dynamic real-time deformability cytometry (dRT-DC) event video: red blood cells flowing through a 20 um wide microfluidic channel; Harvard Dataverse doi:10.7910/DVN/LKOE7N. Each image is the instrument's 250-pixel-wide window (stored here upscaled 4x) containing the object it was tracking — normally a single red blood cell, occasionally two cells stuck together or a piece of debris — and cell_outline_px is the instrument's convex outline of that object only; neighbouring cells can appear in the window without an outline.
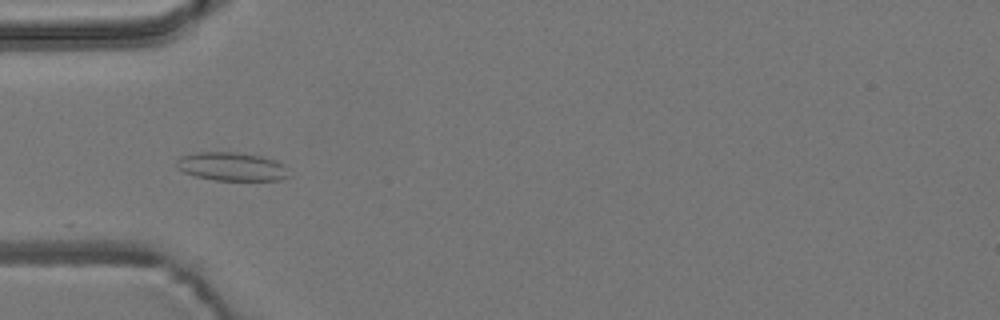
{"species": "common noctule bat (a hibernating species)", "species_latin": "Nyctalus noctula", "temperature_condition": "room temperature", "stored_images_in_passage": 9, "camera_frame_rate_fps": 3000, "um_per_image_px": 0.085, "animal": {"sex": "male", "body_mass_g": 19.2, "forearm_length_mm": 51.8}, "frame": {"image": 1, "passage_image": 1, "time_ms": 0.0, "image_size_px": [1000, 320], "cell_outline_px": [[292, 176], [280, 180], [216, 180], [196, 176], [184, 172], [176, 168], [176, 160], [180, 156], [196, 152], [236, 152], [260, 156], [276, 160], [284, 164], [288, 168]], "centroid_in_image_um": [19.73, 14.16], "position_along_channel_um": 65.3, "area_um2": 18.9}}
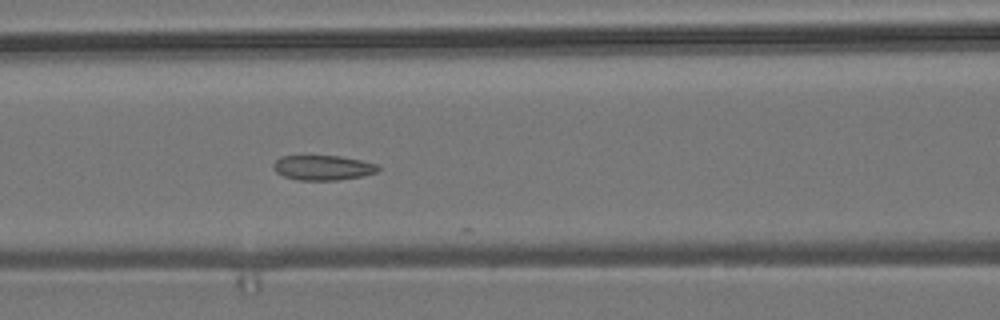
{"frame": {"image": 2, "passage_image": 7, "time_ms": 2.0, "image_size_px": [1000, 320], "cell_outline_px": [[380, 168], [376, 172], [360, 176], [336, 180], [296, 180], [284, 176], [276, 172], [272, 168], [272, 164], [280, 156], [340, 156], [360, 160], [376, 164]], "centroid_in_image_um": [27.39, 14.25], "position_along_channel_um": 139.2, "area_um2": 15.09}}